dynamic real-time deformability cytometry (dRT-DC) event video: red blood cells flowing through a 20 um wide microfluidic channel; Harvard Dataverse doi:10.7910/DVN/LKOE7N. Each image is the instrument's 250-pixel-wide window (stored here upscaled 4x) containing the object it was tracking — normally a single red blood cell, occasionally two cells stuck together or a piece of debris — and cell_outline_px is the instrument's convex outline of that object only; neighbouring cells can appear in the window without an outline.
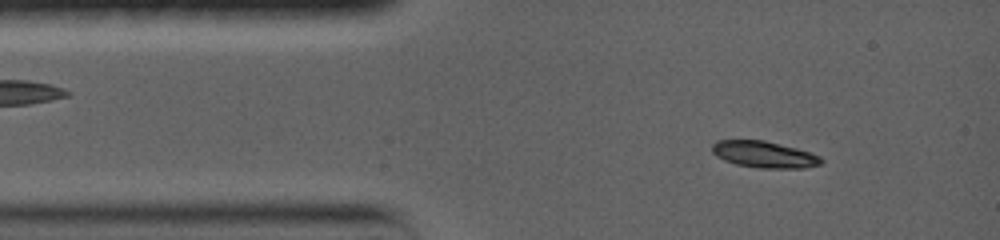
{"species": "common noctule bat (a hibernating species)", "species_latin": "Nyctalus noctula", "temperature_condition": "warm", "stored_images_in_passage": 51, "camera_frame_rate_fps": 5000, "um_per_image_px": 0.085, "animal": {"sex": "female", "body_mass_g": 19.0, "forearm_length_mm": 56.7}, "frame": {"image": 1, "passage_image": 7, "time_ms": 1.4, "image_size_px": [1000, 240], "cell_outline_px": [[824, 160], [820, 164], [804, 168], [760, 168], [736, 164], [724, 160], [716, 156], [712, 152], [712, 144], [716, 140], [764, 140], [796, 148], [820, 156]], "centroid_in_image_um": [64.93, 13.13], "position_along_channel_um": 20.1, "area_um2": 16.82}}
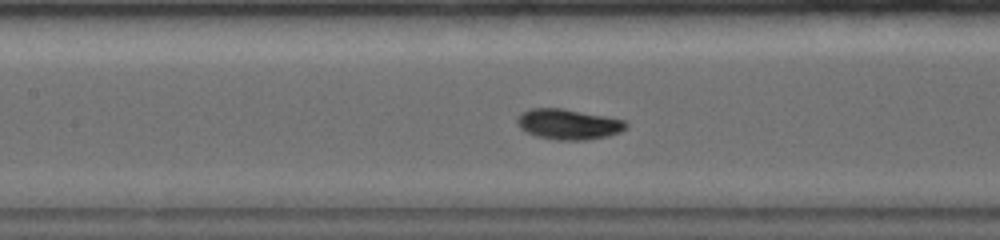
{"frame": {"image": 2, "passage_image": 23, "time_ms": 6.2, "image_size_px": [1000, 240], "cell_outline_px": [[628, 128], [620, 132], [608, 136], [584, 140], [552, 140], [536, 136], [524, 132], [516, 124], [516, 120], [520, 112], [532, 108], [560, 108], [604, 116], [624, 120], [628, 124]], "centroid_in_image_um": [48.27, 10.57], "position_along_channel_um": 159.1, "area_um2": 19.48}}
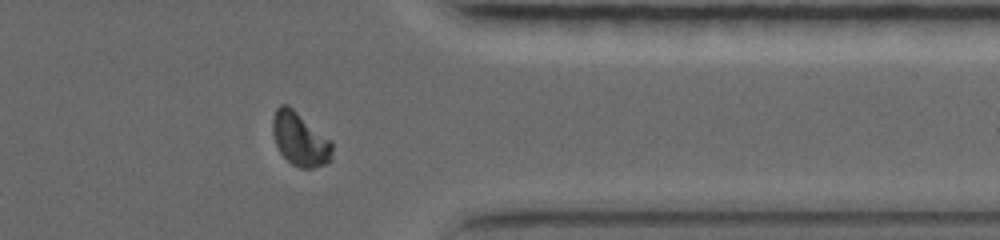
{"frame": {"image": 3, "passage_image": 47, "time_ms": 12.6, "image_size_px": [1000, 240], "cell_outline_px": [[332, 160], [324, 164], [312, 168], [300, 168], [292, 164], [280, 152], [276, 144], [272, 132], [272, 120], [276, 108], [280, 104], [288, 104], [332, 140]], "centroid_in_image_um": [25.51, 11.81], "position_along_channel_um": 385.9, "area_um2": 18.73}, "authors_computed_cell_mechanics": {"area_um2": 18.6116, "velocity_mm_per_s": 3.6378, "shape_relaxation_time_tau1_ms": 3.2931, "shape_relaxation_time_tau2_ms": null, "deformation_change_tau1": 0.1611, "deformation_change_tau2": null}}